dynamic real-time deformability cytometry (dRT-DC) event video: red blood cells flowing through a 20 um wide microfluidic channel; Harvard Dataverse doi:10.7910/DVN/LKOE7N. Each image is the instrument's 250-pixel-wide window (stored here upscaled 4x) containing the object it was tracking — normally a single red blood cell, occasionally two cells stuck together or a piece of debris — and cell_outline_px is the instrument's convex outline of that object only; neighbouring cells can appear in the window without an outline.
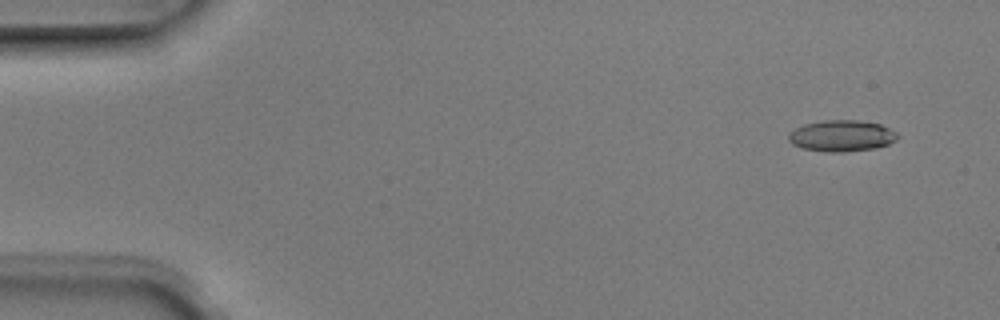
{"species": "Egyptian fruit bat (a non-hibernating species)", "species_latin": "Rousettus aegyptiacus", "temperature_condition": "room temperature", "stored_images_in_passage": 3, "segment_of_instrument_passage": [2, 2], "camera_frame_rate_fps": 3000, "um_per_image_px": 0.085, "animal": {"sex": "male"}, "frame": {"image": 1, "passage_image": 3, "time_ms": 0.667, "image_size_px": [1000, 320], "cell_outline_px": [[900, 136], [896, 140], [888, 144], [872, 148], [844, 152], [828, 152], [804, 148], [792, 144], [788, 140], [788, 132], [804, 124], [824, 120], [860, 120], [880, 124], [896, 132]], "centroid_in_image_um": [71.53, 11.53], "position_along_channel_um": 13.5, "area_um2": 19.83}}